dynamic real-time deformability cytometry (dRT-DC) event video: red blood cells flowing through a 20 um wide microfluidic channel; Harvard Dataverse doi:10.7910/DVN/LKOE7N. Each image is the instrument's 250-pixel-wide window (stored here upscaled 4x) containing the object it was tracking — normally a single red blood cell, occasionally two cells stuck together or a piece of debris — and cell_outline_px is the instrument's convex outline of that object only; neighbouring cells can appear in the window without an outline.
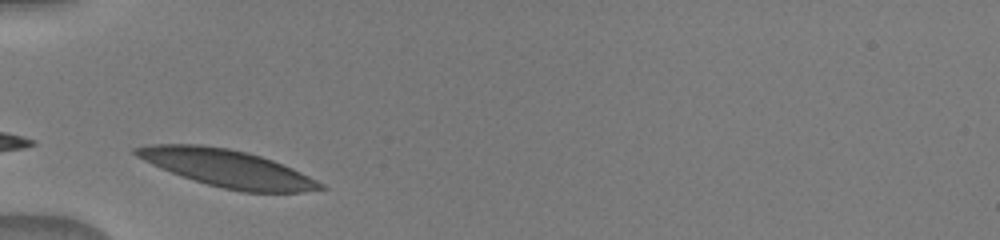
{"species": "human", "species_latin": "Homo sapiens", "temperature_condition": "warm", "stored_images_in_passage": 3, "camera_frame_rate_fps": 3000, "um_per_image_px": 0.085, "donor": {"sex": "male"}, "frame": {"image": 1, "passage_image": 1, "time_ms": 0.0, "image_size_px": [1000, 240], "cell_outline_px": [[328, 188], [300, 192], [244, 192], [224, 188], [208, 184], [160, 168], [136, 156], [132, 152], [132, 148], [152, 144], [200, 144], [228, 148], [248, 152], [272, 160], [292, 168], [324, 184]], "centroid_in_image_um": [19.31, 14.29], "position_along_channel_um": 65.7, "area_um2": 39.59}}
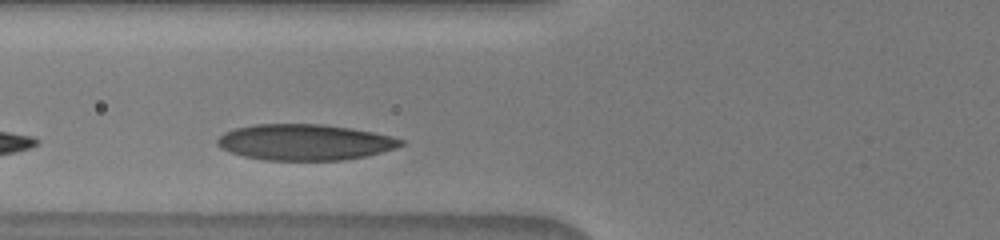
{"frame": {"image": 2, "passage_image": 2, "time_ms": 1.0, "image_size_px": [1000, 240], "cell_outline_px": [[404, 144], [396, 148], [364, 156], [344, 160], [264, 160], [244, 156], [220, 148], [216, 144], [216, 140], [224, 132], [236, 128], [252, 124], [324, 124], [352, 128], [392, 136], [404, 140]], "centroid_in_image_um": [25.89, 12.08], "position_along_channel_um": 99.9, "area_um2": 38.49}}